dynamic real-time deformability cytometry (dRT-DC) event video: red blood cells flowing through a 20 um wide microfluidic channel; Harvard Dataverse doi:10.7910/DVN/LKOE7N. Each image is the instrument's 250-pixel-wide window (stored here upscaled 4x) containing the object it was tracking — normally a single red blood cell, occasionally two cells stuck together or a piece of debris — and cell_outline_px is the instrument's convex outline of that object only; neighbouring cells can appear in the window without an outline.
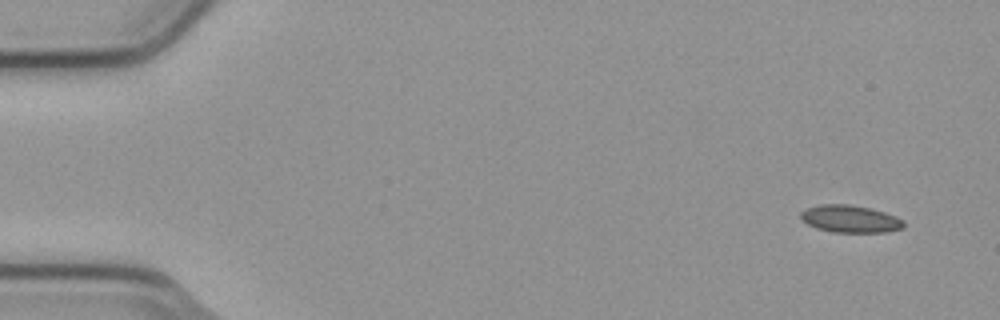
{"species": "common noctule bat (a hibernating species)", "species_latin": "Nyctalus noctula", "temperature_condition": "cold", "stored_images_in_passage": 8, "camera_frame_rate_fps": 3000, "um_per_image_px": 0.085, "animal": {"sex": "male", "body_mass_g": 23.1, "forearm_length_mm": 52.7}, "frame": {"image": 1, "passage_image": 1, "time_ms": 0.0, "image_size_px": [1000, 320], "cell_outline_px": [[904, 228], [884, 232], [832, 232], [816, 228], [808, 224], [800, 216], [800, 212], [804, 208], [820, 204], [848, 204], [868, 208], [884, 212], [896, 216], [904, 220]], "centroid_in_image_um": [72.25, 18.6], "position_along_channel_um": 12.7, "area_um2": 16.42}}
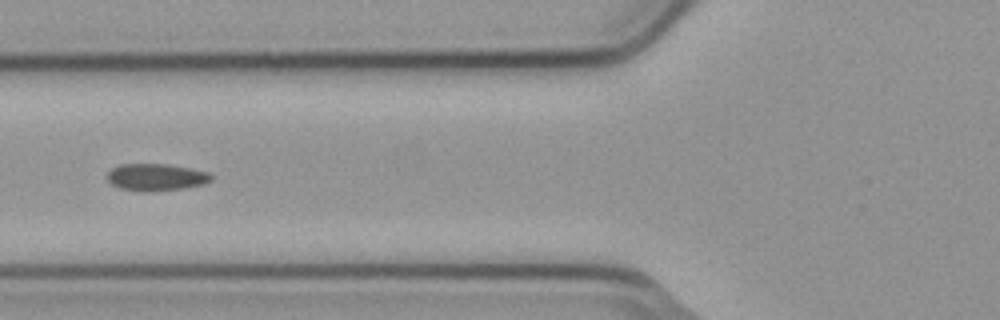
{"frame": {"image": 2, "passage_image": 5, "time_ms": 1.333, "image_size_px": [1000, 320], "cell_outline_px": [[212, 180], [204, 184], [184, 188], [152, 192], [144, 192], [120, 188], [112, 184], [104, 176], [112, 168], [120, 164], [168, 164], [192, 168], [208, 172], [212, 176]], "centroid_in_image_um": [13.26, 15.06], "position_along_channel_um": 112.5, "area_um2": 16.65}}
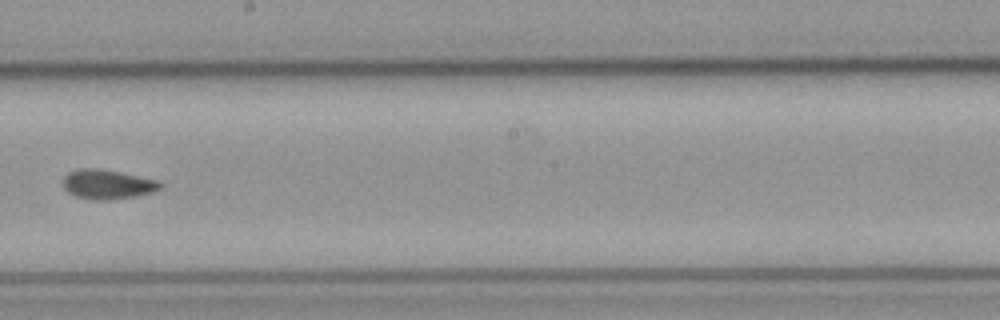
{"frame": {"image": 3, "passage_image": 8, "time_ms": 2.333, "image_size_px": [1000, 320], "cell_outline_px": [[164, 184], [160, 188], [152, 192], [136, 196], [108, 200], [92, 200], [76, 196], [68, 192], [64, 188], [64, 176], [68, 172], [80, 168], [96, 168], [120, 172], [160, 180]], "centroid_in_image_um": [9.16, 15.66], "position_along_channel_um": 239.0, "area_um2": 16.76}}